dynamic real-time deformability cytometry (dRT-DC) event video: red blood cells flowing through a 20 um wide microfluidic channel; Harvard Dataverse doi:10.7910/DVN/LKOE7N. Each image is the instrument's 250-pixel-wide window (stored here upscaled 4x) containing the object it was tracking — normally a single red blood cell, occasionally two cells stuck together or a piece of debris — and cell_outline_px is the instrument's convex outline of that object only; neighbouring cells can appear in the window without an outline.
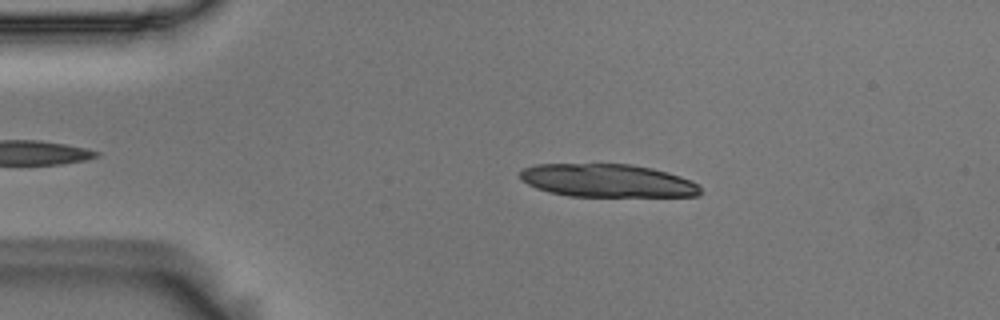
{"species": "Egyptian fruit bat (a non-hibernating species)", "species_latin": "Rousettus aegyptiacus", "temperature_condition": "room temperature", "stored_images_in_passage": 6, "camera_frame_rate_fps": 3000, "um_per_image_px": 0.085, "animal": {"sex": "male"}, "frame": {"image": 1, "passage_image": 3, "time_ms": 0.667, "image_size_px": [1000, 320], "cell_outline_px": [[700, 192], [696, 196], [568, 196], [548, 192], [536, 188], [528, 184], [520, 176], [520, 172], [524, 168], [536, 164], [628, 164], [652, 168], [668, 172], [692, 180], [700, 188]], "centroid_in_image_um": [51.62, 15.35], "position_along_channel_um": 33.4, "area_um2": 34.62}}
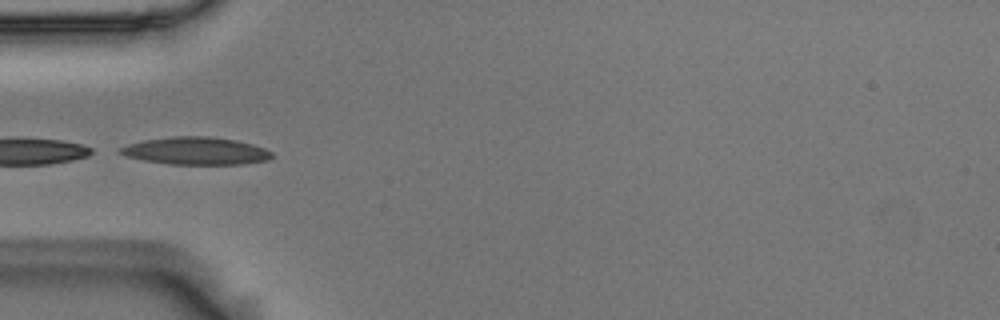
{"frame": {"image": 2, "passage_image": 5, "time_ms": 1.333, "image_size_px": [1000, 320], "cell_outline_px": [[272, 156], [268, 160], [244, 164], [168, 164], [144, 160], [124, 156], [116, 152], [116, 148], [128, 144], [144, 140], [172, 136], [208, 136], [236, 140], [252, 144], [264, 148], [272, 152]], "centroid_in_image_um": [16.59, 12.82], "position_along_channel_um": 68.4, "area_um2": 24.51}}
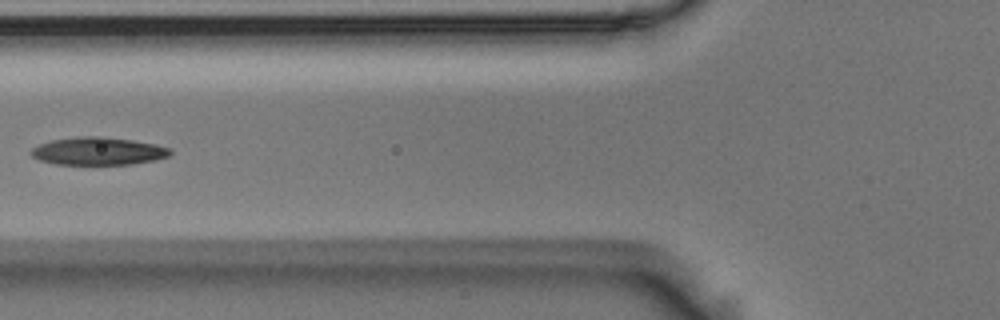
{"frame": {"image": 3, "passage_image": 6, "time_ms": 1.667, "image_size_px": [1000, 320], "cell_outline_px": [[172, 152], [168, 156], [156, 160], [132, 164], [56, 164], [40, 160], [32, 156], [28, 152], [32, 148], [40, 144], [52, 140], [80, 136], [104, 136], [132, 140], [156, 144], [168, 148]], "centroid_in_image_um": [8.34, 12.84], "position_along_channel_um": 117.5, "area_um2": 22.48}}